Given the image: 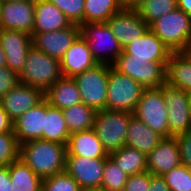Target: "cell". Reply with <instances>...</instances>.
<instances>
[{
  "mask_svg": "<svg viewBox=\"0 0 191 191\" xmlns=\"http://www.w3.org/2000/svg\"><path fill=\"white\" fill-rule=\"evenodd\" d=\"M133 115L161 136H173L169 132L167 107L162 95V85L159 88L143 90Z\"/></svg>",
  "mask_w": 191,
  "mask_h": 191,
  "instance_id": "obj_8",
  "label": "cell"
},
{
  "mask_svg": "<svg viewBox=\"0 0 191 191\" xmlns=\"http://www.w3.org/2000/svg\"><path fill=\"white\" fill-rule=\"evenodd\" d=\"M44 99L60 110L81 103V94L72 77L62 76L44 92Z\"/></svg>",
  "mask_w": 191,
  "mask_h": 191,
  "instance_id": "obj_22",
  "label": "cell"
},
{
  "mask_svg": "<svg viewBox=\"0 0 191 191\" xmlns=\"http://www.w3.org/2000/svg\"><path fill=\"white\" fill-rule=\"evenodd\" d=\"M166 83L191 92V56L186 52H172L166 65Z\"/></svg>",
  "mask_w": 191,
  "mask_h": 191,
  "instance_id": "obj_24",
  "label": "cell"
},
{
  "mask_svg": "<svg viewBox=\"0 0 191 191\" xmlns=\"http://www.w3.org/2000/svg\"><path fill=\"white\" fill-rule=\"evenodd\" d=\"M122 51L131 55L134 60L145 62H168L172 53L150 29L142 37L123 47Z\"/></svg>",
  "mask_w": 191,
  "mask_h": 191,
  "instance_id": "obj_17",
  "label": "cell"
},
{
  "mask_svg": "<svg viewBox=\"0 0 191 191\" xmlns=\"http://www.w3.org/2000/svg\"><path fill=\"white\" fill-rule=\"evenodd\" d=\"M19 83L18 75L7 66L0 67V99Z\"/></svg>",
  "mask_w": 191,
  "mask_h": 191,
  "instance_id": "obj_39",
  "label": "cell"
},
{
  "mask_svg": "<svg viewBox=\"0 0 191 191\" xmlns=\"http://www.w3.org/2000/svg\"><path fill=\"white\" fill-rule=\"evenodd\" d=\"M0 44L6 55V66L19 75L32 47V35L24 31L0 29Z\"/></svg>",
  "mask_w": 191,
  "mask_h": 191,
  "instance_id": "obj_16",
  "label": "cell"
},
{
  "mask_svg": "<svg viewBox=\"0 0 191 191\" xmlns=\"http://www.w3.org/2000/svg\"><path fill=\"white\" fill-rule=\"evenodd\" d=\"M133 113L125 111H97L93 130L108 154L125 146L130 119Z\"/></svg>",
  "mask_w": 191,
  "mask_h": 191,
  "instance_id": "obj_4",
  "label": "cell"
},
{
  "mask_svg": "<svg viewBox=\"0 0 191 191\" xmlns=\"http://www.w3.org/2000/svg\"><path fill=\"white\" fill-rule=\"evenodd\" d=\"M20 145L14 132L0 133V166H7L19 158Z\"/></svg>",
  "mask_w": 191,
  "mask_h": 191,
  "instance_id": "obj_34",
  "label": "cell"
},
{
  "mask_svg": "<svg viewBox=\"0 0 191 191\" xmlns=\"http://www.w3.org/2000/svg\"><path fill=\"white\" fill-rule=\"evenodd\" d=\"M0 191H12V183L9 175V165L0 166Z\"/></svg>",
  "mask_w": 191,
  "mask_h": 191,
  "instance_id": "obj_41",
  "label": "cell"
},
{
  "mask_svg": "<svg viewBox=\"0 0 191 191\" xmlns=\"http://www.w3.org/2000/svg\"><path fill=\"white\" fill-rule=\"evenodd\" d=\"M79 184L66 171L43 179L42 191H79Z\"/></svg>",
  "mask_w": 191,
  "mask_h": 191,
  "instance_id": "obj_36",
  "label": "cell"
},
{
  "mask_svg": "<svg viewBox=\"0 0 191 191\" xmlns=\"http://www.w3.org/2000/svg\"><path fill=\"white\" fill-rule=\"evenodd\" d=\"M79 191H105L102 188H80Z\"/></svg>",
  "mask_w": 191,
  "mask_h": 191,
  "instance_id": "obj_46",
  "label": "cell"
},
{
  "mask_svg": "<svg viewBox=\"0 0 191 191\" xmlns=\"http://www.w3.org/2000/svg\"><path fill=\"white\" fill-rule=\"evenodd\" d=\"M147 171L153 175H163L181 165L179 145L175 136L164 137L146 156Z\"/></svg>",
  "mask_w": 191,
  "mask_h": 191,
  "instance_id": "obj_18",
  "label": "cell"
},
{
  "mask_svg": "<svg viewBox=\"0 0 191 191\" xmlns=\"http://www.w3.org/2000/svg\"><path fill=\"white\" fill-rule=\"evenodd\" d=\"M148 191H171L162 175L150 173V187Z\"/></svg>",
  "mask_w": 191,
  "mask_h": 191,
  "instance_id": "obj_40",
  "label": "cell"
},
{
  "mask_svg": "<svg viewBox=\"0 0 191 191\" xmlns=\"http://www.w3.org/2000/svg\"><path fill=\"white\" fill-rule=\"evenodd\" d=\"M177 8L191 16V0H177Z\"/></svg>",
  "mask_w": 191,
  "mask_h": 191,
  "instance_id": "obj_44",
  "label": "cell"
},
{
  "mask_svg": "<svg viewBox=\"0 0 191 191\" xmlns=\"http://www.w3.org/2000/svg\"><path fill=\"white\" fill-rule=\"evenodd\" d=\"M162 95L167 107L169 132L176 136L191 131V111L185 90L162 84Z\"/></svg>",
  "mask_w": 191,
  "mask_h": 191,
  "instance_id": "obj_10",
  "label": "cell"
},
{
  "mask_svg": "<svg viewBox=\"0 0 191 191\" xmlns=\"http://www.w3.org/2000/svg\"><path fill=\"white\" fill-rule=\"evenodd\" d=\"M110 66L97 64L95 67L73 77L81 94V102L96 112L106 109Z\"/></svg>",
  "mask_w": 191,
  "mask_h": 191,
  "instance_id": "obj_7",
  "label": "cell"
},
{
  "mask_svg": "<svg viewBox=\"0 0 191 191\" xmlns=\"http://www.w3.org/2000/svg\"><path fill=\"white\" fill-rule=\"evenodd\" d=\"M186 53H188V55L191 56V42H190L189 48H188V50L186 51Z\"/></svg>",
  "mask_w": 191,
  "mask_h": 191,
  "instance_id": "obj_48",
  "label": "cell"
},
{
  "mask_svg": "<svg viewBox=\"0 0 191 191\" xmlns=\"http://www.w3.org/2000/svg\"><path fill=\"white\" fill-rule=\"evenodd\" d=\"M69 136L70 134L64 120L63 111L50 105L46 101V116L44 117L42 139L67 145Z\"/></svg>",
  "mask_w": 191,
  "mask_h": 191,
  "instance_id": "obj_26",
  "label": "cell"
},
{
  "mask_svg": "<svg viewBox=\"0 0 191 191\" xmlns=\"http://www.w3.org/2000/svg\"><path fill=\"white\" fill-rule=\"evenodd\" d=\"M171 191H191V170L179 165L162 175Z\"/></svg>",
  "mask_w": 191,
  "mask_h": 191,
  "instance_id": "obj_33",
  "label": "cell"
},
{
  "mask_svg": "<svg viewBox=\"0 0 191 191\" xmlns=\"http://www.w3.org/2000/svg\"><path fill=\"white\" fill-rule=\"evenodd\" d=\"M6 60L5 52L0 44V67L6 66Z\"/></svg>",
  "mask_w": 191,
  "mask_h": 191,
  "instance_id": "obj_45",
  "label": "cell"
},
{
  "mask_svg": "<svg viewBox=\"0 0 191 191\" xmlns=\"http://www.w3.org/2000/svg\"><path fill=\"white\" fill-rule=\"evenodd\" d=\"M122 8L121 0H85L84 24L106 22Z\"/></svg>",
  "mask_w": 191,
  "mask_h": 191,
  "instance_id": "obj_30",
  "label": "cell"
},
{
  "mask_svg": "<svg viewBox=\"0 0 191 191\" xmlns=\"http://www.w3.org/2000/svg\"><path fill=\"white\" fill-rule=\"evenodd\" d=\"M163 138L159 133L133 116L128 125L125 146L137 149L147 156Z\"/></svg>",
  "mask_w": 191,
  "mask_h": 191,
  "instance_id": "obj_23",
  "label": "cell"
},
{
  "mask_svg": "<svg viewBox=\"0 0 191 191\" xmlns=\"http://www.w3.org/2000/svg\"><path fill=\"white\" fill-rule=\"evenodd\" d=\"M89 50L86 39L80 34L60 59L61 73L64 77H74L97 65Z\"/></svg>",
  "mask_w": 191,
  "mask_h": 191,
  "instance_id": "obj_19",
  "label": "cell"
},
{
  "mask_svg": "<svg viewBox=\"0 0 191 191\" xmlns=\"http://www.w3.org/2000/svg\"><path fill=\"white\" fill-rule=\"evenodd\" d=\"M45 116L46 100L43 99L13 122V132L19 145L30 140L42 139Z\"/></svg>",
  "mask_w": 191,
  "mask_h": 191,
  "instance_id": "obj_20",
  "label": "cell"
},
{
  "mask_svg": "<svg viewBox=\"0 0 191 191\" xmlns=\"http://www.w3.org/2000/svg\"><path fill=\"white\" fill-rule=\"evenodd\" d=\"M147 0H121L122 7L125 9L136 10Z\"/></svg>",
  "mask_w": 191,
  "mask_h": 191,
  "instance_id": "obj_43",
  "label": "cell"
},
{
  "mask_svg": "<svg viewBox=\"0 0 191 191\" xmlns=\"http://www.w3.org/2000/svg\"><path fill=\"white\" fill-rule=\"evenodd\" d=\"M72 24H84L85 0H50Z\"/></svg>",
  "mask_w": 191,
  "mask_h": 191,
  "instance_id": "obj_35",
  "label": "cell"
},
{
  "mask_svg": "<svg viewBox=\"0 0 191 191\" xmlns=\"http://www.w3.org/2000/svg\"><path fill=\"white\" fill-rule=\"evenodd\" d=\"M144 89L140 83L110 66L106 110L133 113Z\"/></svg>",
  "mask_w": 191,
  "mask_h": 191,
  "instance_id": "obj_5",
  "label": "cell"
},
{
  "mask_svg": "<svg viewBox=\"0 0 191 191\" xmlns=\"http://www.w3.org/2000/svg\"><path fill=\"white\" fill-rule=\"evenodd\" d=\"M177 9V0H147L136 11L141 19L150 26L158 18Z\"/></svg>",
  "mask_w": 191,
  "mask_h": 191,
  "instance_id": "obj_31",
  "label": "cell"
},
{
  "mask_svg": "<svg viewBox=\"0 0 191 191\" xmlns=\"http://www.w3.org/2000/svg\"><path fill=\"white\" fill-rule=\"evenodd\" d=\"M149 29L171 52H186L191 42V16L181 9L158 18Z\"/></svg>",
  "mask_w": 191,
  "mask_h": 191,
  "instance_id": "obj_2",
  "label": "cell"
},
{
  "mask_svg": "<svg viewBox=\"0 0 191 191\" xmlns=\"http://www.w3.org/2000/svg\"><path fill=\"white\" fill-rule=\"evenodd\" d=\"M179 145L181 163L191 170V131L175 136Z\"/></svg>",
  "mask_w": 191,
  "mask_h": 191,
  "instance_id": "obj_38",
  "label": "cell"
},
{
  "mask_svg": "<svg viewBox=\"0 0 191 191\" xmlns=\"http://www.w3.org/2000/svg\"><path fill=\"white\" fill-rule=\"evenodd\" d=\"M69 134L93 129L96 111L82 102L63 109Z\"/></svg>",
  "mask_w": 191,
  "mask_h": 191,
  "instance_id": "obj_29",
  "label": "cell"
},
{
  "mask_svg": "<svg viewBox=\"0 0 191 191\" xmlns=\"http://www.w3.org/2000/svg\"><path fill=\"white\" fill-rule=\"evenodd\" d=\"M106 23L122 48L142 37L149 29L138 12L133 9L122 8L112 15Z\"/></svg>",
  "mask_w": 191,
  "mask_h": 191,
  "instance_id": "obj_15",
  "label": "cell"
},
{
  "mask_svg": "<svg viewBox=\"0 0 191 191\" xmlns=\"http://www.w3.org/2000/svg\"><path fill=\"white\" fill-rule=\"evenodd\" d=\"M188 98H189V106H190V111H191V92L188 93Z\"/></svg>",
  "mask_w": 191,
  "mask_h": 191,
  "instance_id": "obj_47",
  "label": "cell"
},
{
  "mask_svg": "<svg viewBox=\"0 0 191 191\" xmlns=\"http://www.w3.org/2000/svg\"><path fill=\"white\" fill-rule=\"evenodd\" d=\"M81 35L86 39L89 50L98 64H108L122 53L117 38L106 22L82 24Z\"/></svg>",
  "mask_w": 191,
  "mask_h": 191,
  "instance_id": "obj_9",
  "label": "cell"
},
{
  "mask_svg": "<svg viewBox=\"0 0 191 191\" xmlns=\"http://www.w3.org/2000/svg\"><path fill=\"white\" fill-rule=\"evenodd\" d=\"M34 14L33 33H48L72 25L50 0H35Z\"/></svg>",
  "mask_w": 191,
  "mask_h": 191,
  "instance_id": "obj_21",
  "label": "cell"
},
{
  "mask_svg": "<svg viewBox=\"0 0 191 191\" xmlns=\"http://www.w3.org/2000/svg\"><path fill=\"white\" fill-rule=\"evenodd\" d=\"M67 155L89 158H107L109 156L93 129L70 134Z\"/></svg>",
  "mask_w": 191,
  "mask_h": 191,
  "instance_id": "obj_25",
  "label": "cell"
},
{
  "mask_svg": "<svg viewBox=\"0 0 191 191\" xmlns=\"http://www.w3.org/2000/svg\"><path fill=\"white\" fill-rule=\"evenodd\" d=\"M44 99V92L37 87L17 83L1 99V105L12 122Z\"/></svg>",
  "mask_w": 191,
  "mask_h": 191,
  "instance_id": "obj_14",
  "label": "cell"
},
{
  "mask_svg": "<svg viewBox=\"0 0 191 191\" xmlns=\"http://www.w3.org/2000/svg\"><path fill=\"white\" fill-rule=\"evenodd\" d=\"M106 158L66 155L65 171L80 188H101Z\"/></svg>",
  "mask_w": 191,
  "mask_h": 191,
  "instance_id": "obj_12",
  "label": "cell"
},
{
  "mask_svg": "<svg viewBox=\"0 0 191 191\" xmlns=\"http://www.w3.org/2000/svg\"><path fill=\"white\" fill-rule=\"evenodd\" d=\"M13 132V122L8 117V114L3 109L0 102V133Z\"/></svg>",
  "mask_w": 191,
  "mask_h": 191,
  "instance_id": "obj_42",
  "label": "cell"
},
{
  "mask_svg": "<svg viewBox=\"0 0 191 191\" xmlns=\"http://www.w3.org/2000/svg\"><path fill=\"white\" fill-rule=\"evenodd\" d=\"M67 145L35 139L20 145L21 158L40 178L65 171Z\"/></svg>",
  "mask_w": 191,
  "mask_h": 191,
  "instance_id": "obj_1",
  "label": "cell"
},
{
  "mask_svg": "<svg viewBox=\"0 0 191 191\" xmlns=\"http://www.w3.org/2000/svg\"><path fill=\"white\" fill-rule=\"evenodd\" d=\"M61 77L60 60L36 50L33 46L29 49L23 70L18 75L20 83L40 88L43 92Z\"/></svg>",
  "mask_w": 191,
  "mask_h": 191,
  "instance_id": "obj_3",
  "label": "cell"
},
{
  "mask_svg": "<svg viewBox=\"0 0 191 191\" xmlns=\"http://www.w3.org/2000/svg\"><path fill=\"white\" fill-rule=\"evenodd\" d=\"M150 187V172L128 176L122 191H148Z\"/></svg>",
  "mask_w": 191,
  "mask_h": 191,
  "instance_id": "obj_37",
  "label": "cell"
},
{
  "mask_svg": "<svg viewBox=\"0 0 191 191\" xmlns=\"http://www.w3.org/2000/svg\"><path fill=\"white\" fill-rule=\"evenodd\" d=\"M12 191H42L40 178L21 158L9 164Z\"/></svg>",
  "mask_w": 191,
  "mask_h": 191,
  "instance_id": "obj_27",
  "label": "cell"
},
{
  "mask_svg": "<svg viewBox=\"0 0 191 191\" xmlns=\"http://www.w3.org/2000/svg\"><path fill=\"white\" fill-rule=\"evenodd\" d=\"M128 175L108 156L105 160L101 188L105 191H122Z\"/></svg>",
  "mask_w": 191,
  "mask_h": 191,
  "instance_id": "obj_32",
  "label": "cell"
},
{
  "mask_svg": "<svg viewBox=\"0 0 191 191\" xmlns=\"http://www.w3.org/2000/svg\"><path fill=\"white\" fill-rule=\"evenodd\" d=\"M166 65L167 62L134 60L131 55L122 51L111 66L149 89L159 88L166 83Z\"/></svg>",
  "mask_w": 191,
  "mask_h": 191,
  "instance_id": "obj_6",
  "label": "cell"
},
{
  "mask_svg": "<svg viewBox=\"0 0 191 191\" xmlns=\"http://www.w3.org/2000/svg\"><path fill=\"white\" fill-rule=\"evenodd\" d=\"M35 0H1L0 29L33 34Z\"/></svg>",
  "mask_w": 191,
  "mask_h": 191,
  "instance_id": "obj_11",
  "label": "cell"
},
{
  "mask_svg": "<svg viewBox=\"0 0 191 191\" xmlns=\"http://www.w3.org/2000/svg\"><path fill=\"white\" fill-rule=\"evenodd\" d=\"M109 156L128 176L147 171L146 155L137 149L123 146Z\"/></svg>",
  "mask_w": 191,
  "mask_h": 191,
  "instance_id": "obj_28",
  "label": "cell"
},
{
  "mask_svg": "<svg viewBox=\"0 0 191 191\" xmlns=\"http://www.w3.org/2000/svg\"><path fill=\"white\" fill-rule=\"evenodd\" d=\"M80 34L81 28L76 24L48 33H33L32 46L36 50L60 60Z\"/></svg>",
  "mask_w": 191,
  "mask_h": 191,
  "instance_id": "obj_13",
  "label": "cell"
}]
</instances>
